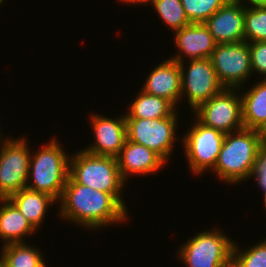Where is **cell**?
<instances>
[{"label": "cell", "mask_w": 266, "mask_h": 267, "mask_svg": "<svg viewBox=\"0 0 266 267\" xmlns=\"http://www.w3.org/2000/svg\"><path fill=\"white\" fill-rule=\"evenodd\" d=\"M178 112L159 119L125 118L127 139L153 150L168 164L179 137Z\"/></svg>", "instance_id": "8992f818"}, {"label": "cell", "mask_w": 266, "mask_h": 267, "mask_svg": "<svg viewBox=\"0 0 266 267\" xmlns=\"http://www.w3.org/2000/svg\"><path fill=\"white\" fill-rule=\"evenodd\" d=\"M245 5L240 0H228L204 24L217 44L244 41Z\"/></svg>", "instance_id": "4fadbf2b"}, {"label": "cell", "mask_w": 266, "mask_h": 267, "mask_svg": "<svg viewBox=\"0 0 266 267\" xmlns=\"http://www.w3.org/2000/svg\"><path fill=\"white\" fill-rule=\"evenodd\" d=\"M246 7L266 6V0H240ZM246 1V2H245ZM245 2V3H244ZM248 3V4H247Z\"/></svg>", "instance_id": "f1b7e54d"}, {"label": "cell", "mask_w": 266, "mask_h": 267, "mask_svg": "<svg viewBox=\"0 0 266 267\" xmlns=\"http://www.w3.org/2000/svg\"><path fill=\"white\" fill-rule=\"evenodd\" d=\"M193 118L194 123L181 136V143L190 168L188 170L193 175L201 176L215 167L226 134L203 125L194 116Z\"/></svg>", "instance_id": "52a82bcc"}, {"label": "cell", "mask_w": 266, "mask_h": 267, "mask_svg": "<svg viewBox=\"0 0 266 267\" xmlns=\"http://www.w3.org/2000/svg\"><path fill=\"white\" fill-rule=\"evenodd\" d=\"M116 159L121 177L126 183L130 176L153 175L166 165L153 150L128 139Z\"/></svg>", "instance_id": "9a60e30c"}, {"label": "cell", "mask_w": 266, "mask_h": 267, "mask_svg": "<svg viewBox=\"0 0 266 267\" xmlns=\"http://www.w3.org/2000/svg\"><path fill=\"white\" fill-rule=\"evenodd\" d=\"M120 1H121V2H124L125 4H126V3H127V4H130V5H131V4H132V5H133V4H135V5H136V4H139V6H140L141 4L144 5L145 3H146V4H148V3L150 4L152 0H120Z\"/></svg>", "instance_id": "f546056e"}, {"label": "cell", "mask_w": 266, "mask_h": 267, "mask_svg": "<svg viewBox=\"0 0 266 267\" xmlns=\"http://www.w3.org/2000/svg\"><path fill=\"white\" fill-rule=\"evenodd\" d=\"M58 215L83 229L101 230L126 222L128 211L107 192L77 183L70 175L58 201Z\"/></svg>", "instance_id": "6da1fadb"}, {"label": "cell", "mask_w": 266, "mask_h": 267, "mask_svg": "<svg viewBox=\"0 0 266 267\" xmlns=\"http://www.w3.org/2000/svg\"><path fill=\"white\" fill-rule=\"evenodd\" d=\"M128 105L125 118L159 119L170 117L179 109L167 99L147 94L140 89Z\"/></svg>", "instance_id": "ffe728a7"}, {"label": "cell", "mask_w": 266, "mask_h": 267, "mask_svg": "<svg viewBox=\"0 0 266 267\" xmlns=\"http://www.w3.org/2000/svg\"><path fill=\"white\" fill-rule=\"evenodd\" d=\"M228 0H181L191 23H204Z\"/></svg>", "instance_id": "d4e9b609"}, {"label": "cell", "mask_w": 266, "mask_h": 267, "mask_svg": "<svg viewBox=\"0 0 266 267\" xmlns=\"http://www.w3.org/2000/svg\"><path fill=\"white\" fill-rule=\"evenodd\" d=\"M121 114L113 119L93 113L89 120L95 141L82 149L93 155L116 158L127 139L125 114Z\"/></svg>", "instance_id": "7c38bea8"}, {"label": "cell", "mask_w": 266, "mask_h": 267, "mask_svg": "<svg viewBox=\"0 0 266 267\" xmlns=\"http://www.w3.org/2000/svg\"><path fill=\"white\" fill-rule=\"evenodd\" d=\"M210 59L219 81L225 88L242 90L253 75L246 41L217 44Z\"/></svg>", "instance_id": "8fae6325"}, {"label": "cell", "mask_w": 266, "mask_h": 267, "mask_svg": "<svg viewBox=\"0 0 266 267\" xmlns=\"http://www.w3.org/2000/svg\"><path fill=\"white\" fill-rule=\"evenodd\" d=\"M27 136L0 140V199L26 188L31 151Z\"/></svg>", "instance_id": "ba28073f"}, {"label": "cell", "mask_w": 266, "mask_h": 267, "mask_svg": "<svg viewBox=\"0 0 266 267\" xmlns=\"http://www.w3.org/2000/svg\"><path fill=\"white\" fill-rule=\"evenodd\" d=\"M181 84L180 64L167 58L157 66L155 65L154 69L147 75L140 90L150 95L165 98L177 108L181 102Z\"/></svg>", "instance_id": "2e32d148"}, {"label": "cell", "mask_w": 266, "mask_h": 267, "mask_svg": "<svg viewBox=\"0 0 266 267\" xmlns=\"http://www.w3.org/2000/svg\"><path fill=\"white\" fill-rule=\"evenodd\" d=\"M56 136L31 153L26 188L60 200L70 172V154ZM35 153V154H34Z\"/></svg>", "instance_id": "3957f363"}, {"label": "cell", "mask_w": 266, "mask_h": 267, "mask_svg": "<svg viewBox=\"0 0 266 267\" xmlns=\"http://www.w3.org/2000/svg\"><path fill=\"white\" fill-rule=\"evenodd\" d=\"M252 178H255L256 186L261 189V194L264 195L266 193V145L259 151Z\"/></svg>", "instance_id": "4316f807"}, {"label": "cell", "mask_w": 266, "mask_h": 267, "mask_svg": "<svg viewBox=\"0 0 266 267\" xmlns=\"http://www.w3.org/2000/svg\"><path fill=\"white\" fill-rule=\"evenodd\" d=\"M179 64L182 80L181 101L184 96L191 112L225 88L219 81L210 58L189 60L188 64L185 61Z\"/></svg>", "instance_id": "30bf717a"}, {"label": "cell", "mask_w": 266, "mask_h": 267, "mask_svg": "<svg viewBox=\"0 0 266 267\" xmlns=\"http://www.w3.org/2000/svg\"><path fill=\"white\" fill-rule=\"evenodd\" d=\"M0 205V240L3 243L2 246L24 243L26 236L36 234V230L9 199H0Z\"/></svg>", "instance_id": "ac0fdd59"}, {"label": "cell", "mask_w": 266, "mask_h": 267, "mask_svg": "<svg viewBox=\"0 0 266 267\" xmlns=\"http://www.w3.org/2000/svg\"><path fill=\"white\" fill-rule=\"evenodd\" d=\"M255 83L251 88H243L245 92L240 89V95L244 128L257 130L266 120V79L260 77Z\"/></svg>", "instance_id": "d6986e66"}, {"label": "cell", "mask_w": 266, "mask_h": 267, "mask_svg": "<svg viewBox=\"0 0 266 267\" xmlns=\"http://www.w3.org/2000/svg\"><path fill=\"white\" fill-rule=\"evenodd\" d=\"M251 59L252 74L263 76L266 79V41L248 43Z\"/></svg>", "instance_id": "484cf974"}, {"label": "cell", "mask_w": 266, "mask_h": 267, "mask_svg": "<svg viewBox=\"0 0 266 267\" xmlns=\"http://www.w3.org/2000/svg\"><path fill=\"white\" fill-rule=\"evenodd\" d=\"M0 247L1 267H47L44 252L27 242Z\"/></svg>", "instance_id": "44dd1931"}, {"label": "cell", "mask_w": 266, "mask_h": 267, "mask_svg": "<svg viewBox=\"0 0 266 267\" xmlns=\"http://www.w3.org/2000/svg\"><path fill=\"white\" fill-rule=\"evenodd\" d=\"M155 13L174 33L191 24L186 16L181 0H152L150 4Z\"/></svg>", "instance_id": "7402d4cb"}, {"label": "cell", "mask_w": 266, "mask_h": 267, "mask_svg": "<svg viewBox=\"0 0 266 267\" xmlns=\"http://www.w3.org/2000/svg\"><path fill=\"white\" fill-rule=\"evenodd\" d=\"M235 240L231 254V267H266V238L245 250Z\"/></svg>", "instance_id": "603a6c76"}, {"label": "cell", "mask_w": 266, "mask_h": 267, "mask_svg": "<svg viewBox=\"0 0 266 267\" xmlns=\"http://www.w3.org/2000/svg\"><path fill=\"white\" fill-rule=\"evenodd\" d=\"M263 146L256 129L242 128L228 133L215 167L210 172L221 182L230 185L237 186L252 180L257 157Z\"/></svg>", "instance_id": "7a4b0ae2"}, {"label": "cell", "mask_w": 266, "mask_h": 267, "mask_svg": "<svg viewBox=\"0 0 266 267\" xmlns=\"http://www.w3.org/2000/svg\"><path fill=\"white\" fill-rule=\"evenodd\" d=\"M32 225L38 231L43 226L47 215V210L58 203V201L49 194L33 191L23 188L8 198Z\"/></svg>", "instance_id": "e0dca14e"}, {"label": "cell", "mask_w": 266, "mask_h": 267, "mask_svg": "<svg viewBox=\"0 0 266 267\" xmlns=\"http://www.w3.org/2000/svg\"><path fill=\"white\" fill-rule=\"evenodd\" d=\"M203 125L225 134L244 128L240 89L224 88L192 113Z\"/></svg>", "instance_id": "9c48e42d"}, {"label": "cell", "mask_w": 266, "mask_h": 267, "mask_svg": "<svg viewBox=\"0 0 266 267\" xmlns=\"http://www.w3.org/2000/svg\"><path fill=\"white\" fill-rule=\"evenodd\" d=\"M244 41H266V6H245Z\"/></svg>", "instance_id": "cb8c5ba5"}, {"label": "cell", "mask_w": 266, "mask_h": 267, "mask_svg": "<svg viewBox=\"0 0 266 267\" xmlns=\"http://www.w3.org/2000/svg\"><path fill=\"white\" fill-rule=\"evenodd\" d=\"M263 197V207L265 208L264 210H266V193L262 196ZM266 214V213H265Z\"/></svg>", "instance_id": "4dcf8cb0"}, {"label": "cell", "mask_w": 266, "mask_h": 267, "mask_svg": "<svg viewBox=\"0 0 266 267\" xmlns=\"http://www.w3.org/2000/svg\"><path fill=\"white\" fill-rule=\"evenodd\" d=\"M4 1H5V3H6L7 0H0V6H1V4H2Z\"/></svg>", "instance_id": "d6a6232c"}, {"label": "cell", "mask_w": 266, "mask_h": 267, "mask_svg": "<svg viewBox=\"0 0 266 267\" xmlns=\"http://www.w3.org/2000/svg\"><path fill=\"white\" fill-rule=\"evenodd\" d=\"M173 34L177 54L170 57L176 62L210 58L217 43L204 23H191ZM187 58V59H184Z\"/></svg>", "instance_id": "5bb4252c"}, {"label": "cell", "mask_w": 266, "mask_h": 267, "mask_svg": "<svg viewBox=\"0 0 266 267\" xmlns=\"http://www.w3.org/2000/svg\"><path fill=\"white\" fill-rule=\"evenodd\" d=\"M69 175L81 185L110 193L128 211L122 197L127 183L115 157L93 155L83 149L76 151L70 156Z\"/></svg>", "instance_id": "277c9868"}, {"label": "cell", "mask_w": 266, "mask_h": 267, "mask_svg": "<svg viewBox=\"0 0 266 267\" xmlns=\"http://www.w3.org/2000/svg\"><path fill=\"white\" fill-rule=\"evenodd\" d=\"M222 227L195 233L177 250L178 259L186 267H231L233 239Z\"/></svg>", "instance_id": "5b68a950"}, {"label": "cell", "mask_w": 266, "mask_h": 267, "mask_svg": "<svg viewBox=\"0 0 266 267\" xmlns=\"http://www.w3.org/2000/svg\"><path fill=\"white\" fill-rule=\"evenodd\" d=\"M1 128H2V127H0V140L4 137V132L2 133L3 135L1 134V132H2V131H1L2 129H1ZM2 136H3V137H2Z\"/></svg>", "instance_id": "1f68e13d"}, {"label": "cell", "mask_w": 266, "mask_h": 267, "mask_svg": "<svg viewBox=\"0 0 266 267\" xmlns=\"http://www.w3.org/2000/svg\"><path fill=\"white\" fill-rule=\"evenodd\" d=\"M258 135L263 145H266V120L257 129Z\"/></svg>", "instance_id": "83f0119b"}]
</instances>
